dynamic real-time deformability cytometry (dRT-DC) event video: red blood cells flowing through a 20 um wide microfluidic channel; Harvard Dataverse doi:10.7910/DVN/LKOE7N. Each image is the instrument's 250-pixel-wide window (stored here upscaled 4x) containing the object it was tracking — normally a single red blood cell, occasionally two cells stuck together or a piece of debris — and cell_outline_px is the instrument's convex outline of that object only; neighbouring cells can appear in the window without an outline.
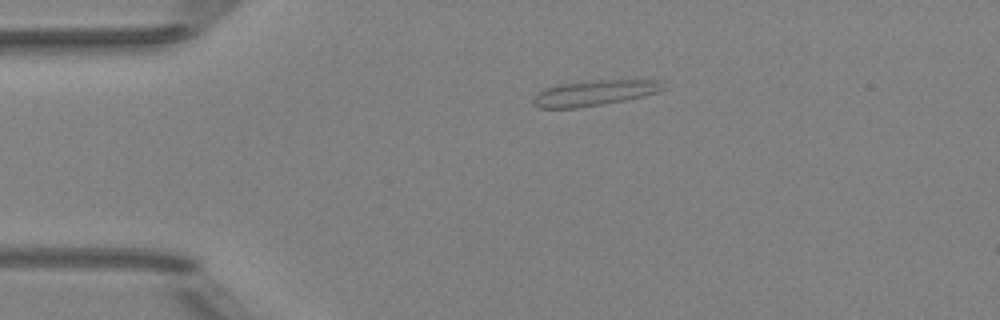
{"species": "Egyptian fruit bat (a non-hibernating species)", "species_latin": "Rousettus aegyptiacus", "temperature_condition": "room temperature", "stored_images_in_passage": 42, "camera_frame_rate_fps": 3000, "um_per_image_px": 0.085, "animal": {"sex": "female"}, "frame": {"image": 1, "passage_image": 2, "time_ms": 0.333, "image_size_px": [1000, 320], "cell_outline_px": [[668, 88], [660, 92], [644, 96], [624, 100], [576, 108], [540, 108], [532, 104], [532, 100], [544, 88], [560, 84], [588, 80], [664, 80]], "centroid_in_image_um": [50.61, 7.88], "position_along_channel_um": 34.4, "area_um2": 19.48}}
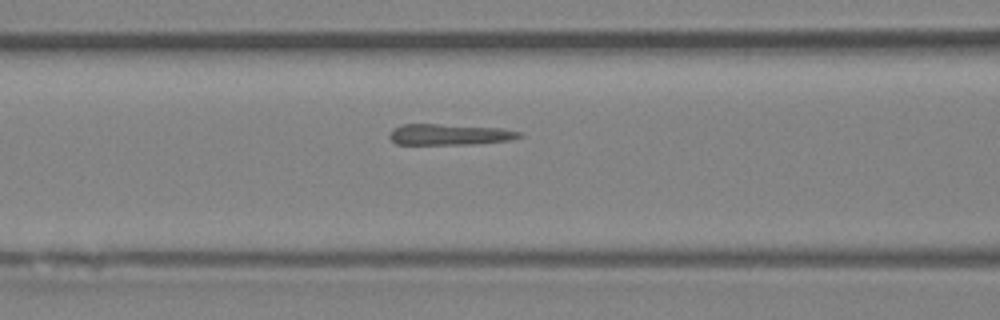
{"frame": {"image": 2, "passage_image": 12, "time_ms": 3.667, "image_size_px": [1000, 320], "cell_outline_px": [[524, 136], [508, 140], [468, 144], [396, 144], [388, 136], [392, 128], [404, 124], [440, 124], [504, 128], [520, 132]], "centroid_in_image_um": [38.19, 11.42], "position_along_channel_um": 128.4, "area_um2": 15.84}}
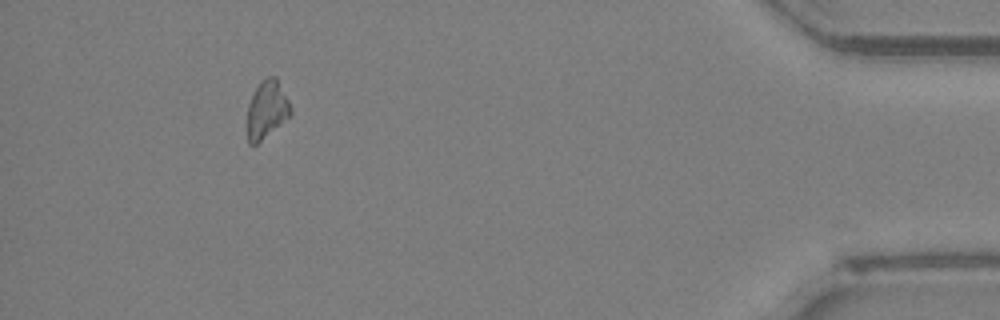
{"frame": {"image": 3, "passage_image": 38, "time_ms": 12.333, "image_size_px": [1000, 320], "cell_outline_px": [[292, 116], [256, 144], [248, 144], [248, 104], [260, 80], [268, 76], [276, 76], [292, 108]], "centroid_in_image_um": [22.71, 9.3], "position_along_channel_um": 412.5, "area_um2": 14.62}, "authors_computed_cell_mechanics": {"area_um2": 15.7505, "velocity_mm_per_s": 4.0126, "shape_relaxation_time_tau1_ms": 11.0312, "shape_relaxation_time_tau2_ms": 10.7266, "deformation_change_tau1": 0.1921, "deformation_change_tau2": 0.1704}}